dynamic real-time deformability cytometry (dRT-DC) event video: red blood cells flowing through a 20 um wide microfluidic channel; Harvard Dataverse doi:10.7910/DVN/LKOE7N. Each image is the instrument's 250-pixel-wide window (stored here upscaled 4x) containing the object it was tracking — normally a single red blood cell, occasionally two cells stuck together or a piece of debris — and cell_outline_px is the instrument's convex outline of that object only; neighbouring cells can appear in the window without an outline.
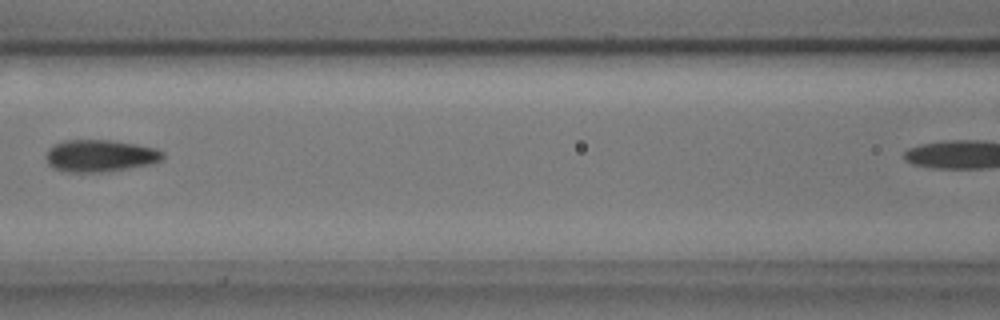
{"species": "common noctule bat (a hibernating species)", "species_latin": "Nyctalus noctula", "temperature_condition": "cold", "stored_images_in_passage": 5, "segment_of_instrument_passage": [1, 2], "camera_frame_rate_fps": 3000, "um_per_image_px": 0.085, "animal": {"sex": "male", "body_mass_g": 17.9, "forearm_length_mm": 54.2}, "frame": {"image": 1, "passage_image": 4, "time_ms": 1.0, "image_size_px": [1000, 320], "cell_outline_px": [[164, 156], [160, 160], [152, 164], [100, 172], [60, 172], [52, 168], [48, 164], [44, 156], [48, 148], [64, 140], [112, 140], [136, 144], [156, 148], [164, 152]], "centroid_in_image_um": [8.46, 13.24], "position_along_channel_um": 158.1, "area_um2": 22.02}}